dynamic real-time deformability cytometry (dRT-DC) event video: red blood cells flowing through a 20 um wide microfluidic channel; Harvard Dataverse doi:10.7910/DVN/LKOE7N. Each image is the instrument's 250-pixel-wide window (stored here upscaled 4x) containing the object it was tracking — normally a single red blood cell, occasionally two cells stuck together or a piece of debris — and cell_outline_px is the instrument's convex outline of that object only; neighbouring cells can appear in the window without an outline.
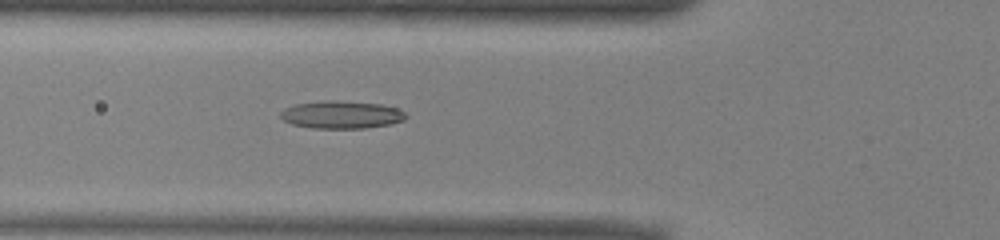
{"species": "common noctule bat (a hibernating species)", "species_latin": "Nyctalus noctula", "temperature_condition": "warm", "stored_images_in_passage": 51, "camera_frame_rate_fps": 3000, "um_per_image_px": 0.085, "animal": {"sex": "male", "body_mass_g": 13.0, "forearm_length_mm": 53.1}, "frame": {"image": 1, "passage_image": 18, "time_ms": 5.667, "image_size_px": [1000, 240], "cell_outline_px": [[408, 116], [404, 120], [392, 124], [364, 128], [312, 128], [292, 124], [284, 120], [280, 116], [280, 112], [284, 108], [296, 104], [328, 100], [336, 100], [384, 104], [396, 108], [404, 112]], "centroid_in_image_um": [29.05, 9.75], "position_along_channel_um": 96.8, "area_um2": 20.29}}
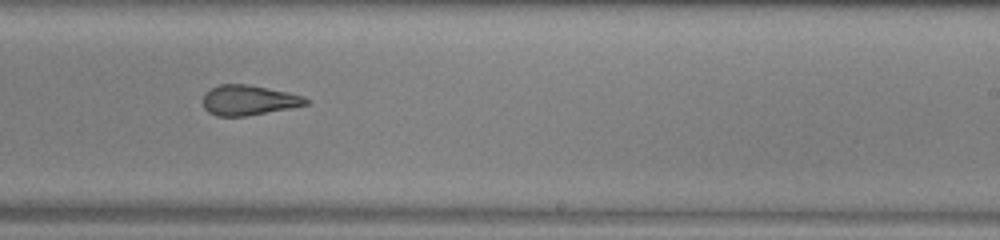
{"frame": {"image": 2, "passage_image": 31, "time_ms": 10.0, "image_size_px": [1000, 240], "cell_outline_px": [[312, 100], [308, 104], [292, 108], [248, 116], [216, 116], [208, 112], [204, 108], [204, 92], [220, 84], [248, 84], [288, 92], [304, 96]], "centroid_in_image_um": [21.18, 8.52], "position_along_channel_um": 267.8, "area_um2": 18.26}}
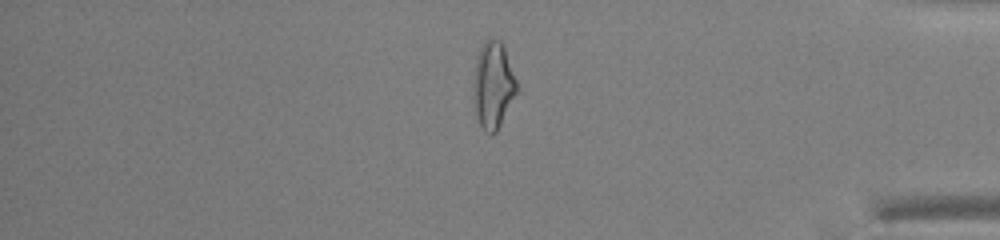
{"frame": {"image": 3, "passage_image": 43, "time_ms": 14.0, "image_size_px": [1000, 240], "cell_outline_px": [[516, 92], [496, 132], [492, 136], [484, 132], [476, 116], [472, 96], [472, 84], [476, 60], [480, 48], [484, 40], [492, 36], [500, 40], [504, 48], [516, 80]], "centroid_in_image_um": [41.86, 7.23], "position_along_channel_um": 393.3, "area_um2": 21.91}, "authors_computed_cell_mechanics": {"area_um2": 19.941, "velocity_mm_per_s": 3.9499, "shape_relaxation_time_tau1_ms": null, "shape_relaxation_time_tau2_ms": 2.1474, "deformation_change_tau1": null, "deformation_change_tau2": 0.1145}}